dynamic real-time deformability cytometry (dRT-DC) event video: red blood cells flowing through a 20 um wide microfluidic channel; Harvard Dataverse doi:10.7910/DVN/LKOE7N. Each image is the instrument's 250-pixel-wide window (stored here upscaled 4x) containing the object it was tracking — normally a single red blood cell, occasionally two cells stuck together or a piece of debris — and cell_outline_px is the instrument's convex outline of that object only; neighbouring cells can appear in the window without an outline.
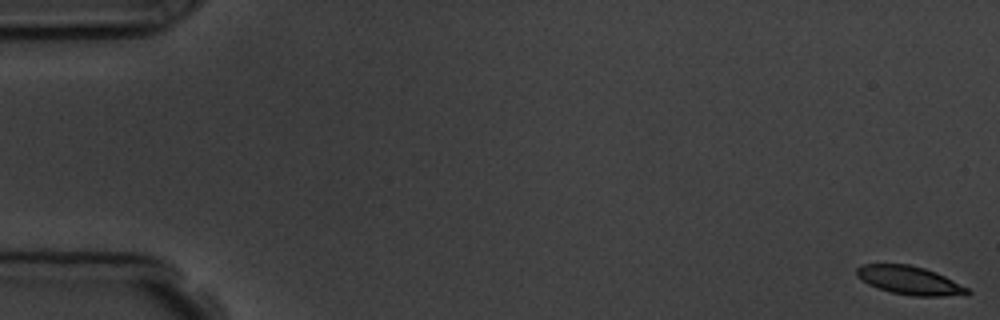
{"species": "common noctule bat (a hibernating species)", "species_latin": "Nyctalus noctula", "temperature_condition": "room temperature", "stored_images_in_passage": 11, "camera_frame_rate_fps": 3000, "um_per_image_px": 0.085, "animal": {"sex": "male", "body_mass_g": 19.5, "forearm_length_mm": 54.6}, "frame": {"image": 1, "passage_image": 1, "time_ms": 0.0, "image_size_px": [1000, 320], "cell_outline_px": [[972, 292], [968, 296], [912, 296], [892, 292], [876, 288], [868, 284], [856, 276], [856, 268], [860, 264], [908, 264], [924, 268], [936, 272], [968, 288]], "centroid_in_image_um": [77.33, 23.84], "position_along_channel_um": 7.7, "area_um2": 18.55}}
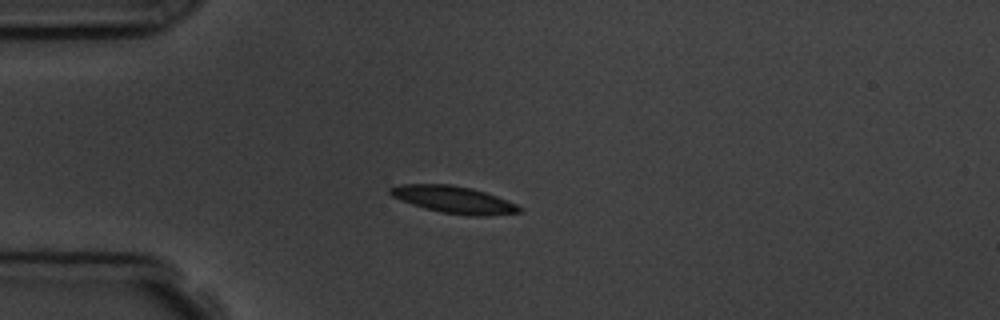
{"frame": {"image": 2, "passage_image": 5, "time_ms": 4.667, "image_size_px": [1000, 320], "cell_outline_px": [[524, 212], [488, 216], [468, 216], [440, 212], [424, 208], [400, 200], [392, 196], [388, 192], [388, 188], [400, 184], [452, 184], [472, 188], [496, 196], [516, 204], [524, 208]], "centroid_in_image_um": [38.58, 16.98], "position_along_channel_um": 46.4, "area_um2": 20.63}}
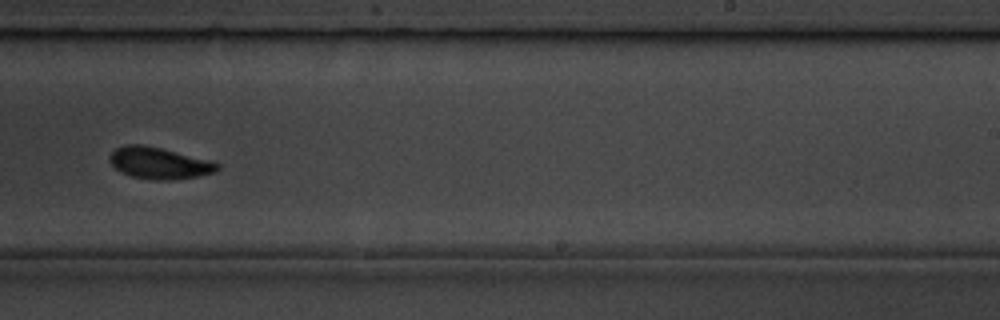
{"frame": {"image": 3, "passage_image": 11, "time_ms": 11.333, "image_size_px": [1000, 320], "cell_outline_px": [[220, 168], [216, 172], [200, 176], [172, 180], [152, 180], [132, 176], [120, 172], [108, 160], [108, 156], [116, 148], [124, 144], [144, 144], [216, 160], [220, 164]], "centroid_in_image_um": [13.59, 13.85], "position_along_channel_um": 275.4, "area_um2": 20.46}}